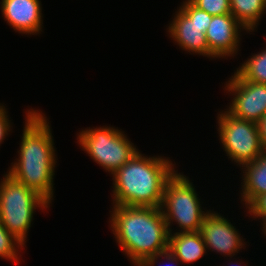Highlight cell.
I'll list each match as a JSON object with an SVG mask.
<instances>
[{
    "label": "cell",
    "instance_id": "obj_9",
    "mask_svg": "<svg viewBox=\"0 0 266 266\" xmlns=\"http://www.w3.org/2000/svg\"><path fill=\"white\" fill-rule=\"evenodd\" d=\"M229 79L225 89L235 97L227 112L256 123L266 114V84L244 80L236 72Z\"/></svg>",
    "mask_w": 266,
    "mask_h": 266
},
{
    "label": "cell",
    "instance_id": "obj_12",
    "mask_svg": "<svg viewBox=\"0 0 266 266\" xmlns=\"http://www.w3.org/2000/svg\"><path fill=\"white\" fill-rule=\"evenodd\" d=\"M5 21L19 33L38 34L42 31V9L39 0H2Z\"/></svg>",
    "mask_w": 266,
    "mask_h": 266
},
{
    "label": "cell",
    "instance_id": "obj_1",
    "mask_svg": "<svg viewBox=\"0 0 266 266\" xmlns=\"http://www.w3.org/2000/svg\"><path fill=\"white\" fill-rule=\"evenodd\" d=\"M26 115L19 158L8 174L51 203L56 163L53 136L42 113L31 110Z\"/></svg>",
    "mask_w": 266,
    "mask_h": 266
},
{
    "label": "cell",
    "instance_id": "obj_13",
    "mask_svg": "<svg viewBox=\"0 0 266 266\" xmlns=\"http://www.w3.org/2000/svg\"><path fill=\"white\" fill-rule=\"evenodd\" d=\"M202 234L197 232H176L169 234L168 251L180 262L191 264L206 253Z\"/></svg>",
    "mask_w": 266,
    "mask_h": 266
},
{
    "label": "cell",
    "instance_id": "obj_21",
    "mask_svg": "<svg viewBox=\"0 0 266 266\" xmlns=\"http://www.w3.org/2000/svg\"><path fill=\"white\" fill-rule=\"evenodd\" d=\"M5 110V106L0 105V143H2L8 131H10V122Z\"/></svg>",
    "mask_w": 266,
    "mask_h": 266
},
{
    "label": "cell",
    "instance_id": "obj_17",
    "mask_svg": "<svg viewBox=\"0 0 266 266\" xmlns=\"http://www.w3.org/2000/svg\"><path fill=\"white\" fill-rule=\"evenodd\" d=\"M15 246L18 248L19 246L24 247L18 239L7 231L0 221V257L18 262V250L15 249Z\"/></svg>",
    "mask_w": 266,
    "mask_h": 266
},
{
    "label": "cell",
    "instance_id": "obj_18",
    "mask_svg": "<svg viewBox=\"0 0 266 266\" xmlns=\"http://www.w3.org/2000/svg\"><path fill=\"white\" fill-rule=\"evenodd\" d=\"M197 8L208 14L224 15L231 14L230 0H189Z\"/></svg>",
    "mask_w": 266,
    "mask_h": 266
},
{
    "label": "cell",
    "instance_id": "obj_4",
    "mask_svg": "<svg viewBox=\"0 0 266 266\" xmlns=\"http://www.w3.org/2000/svg\"><path fill=\"white\" fill-rule=\"evenodd\" d=\"M4 176L0 183V221L24 245L34 210L49 208L50 203L8 173Z\"/></svg>",
    "mask_w": 266,
    "mask_h": 266
},
{
    "label": "cell",
    "instance_id": "obj_7",
    "mask_svg": "<svg viewBox=\"0 0 266 266\" xmlns=\"http://www.w3.org/2000/svg\"><path fill=\"white\" fill-rule=\"evenodd\" d=\"M218 123L220 141L232 161L241 166L264 152L256 123L238 119L227 111L218 114Z\"/></svg>",
    "mask_w": 266,
    "mask_h": 266
},
{
    "label": "cell",
    "instance_id": "obj_3",
    "mask_svg": "<svg viewBox=\"0 0 266 266\" xmlns=\"http://www.w3.org/2000/svg\"><path fill=\"white\" fill-rule=\"evenodd\" d=\"M170 160L145 157L138 151L113 175V204L161 207L165 184L174 174Z\"/></svg>",
    "mask_w": 266,
    "mask_h": 266
},
{
    "label": "cell",
    "instance_id": "obj_19",
    "mask_svg": "<svg viewBox=\"0 0 266 266\" xmlns=\"http://www.w3.org/2000/svg\"><path fill=\"white\" fill-rule=\"evenodd\" d=\"M246 208L255 218L266 216V194L257 196Z\"/></svg>",
    "mask_w": 266,
    "mask_h": 266
},
{
    "label": "cell",
    "instance_id": "obj_20",
    "mask_svg": "<svg viewBox=\"0 0 266 266\" xmlns=\"http://www.w3.org/2000/svg\"><path fill=\"white\" fill-rule=\"evenodd\" d=\"M161 256H164V258L168 260L169 264L170 262L173 264L174 262H176V264H178L177 262H180L170 251L166 250L165 252H162L160 254L148 257L140 266H154L158 257Z\"/></svg>",
    "mask_w": 266,
    "mask_h": 266
},
{
    "label": "cell",
    "instance_id": "obj_22",
    "mask_svg": "<svg viewBox=\"0 0 266 266\" xmlns=\"http://www.w3.org/2000/svg\"><path fill=\"white\" fill-rule=\"evenodd\" d=\"M257 130L259 133L260 144L264 151H266V114L257 122Z\"/></svg>",
    "mask_w": 266,
    "mask_h": 266
},
{
    "label": "cell",
    "instance_id": "obj_23",
    "mask_svg": "<svg viewBox=\"0 0 266 266\" xmlns=\"http://www.w3.org/2000/svg\"><path fill=\"white\" fill-rule=\"evenodd\" d=\"M262 221H263V226H264L263 230H265L264 233L266 234V216L262 217Z\"/></svg>",
    "mask_w": 266,
    "mask_h": 266
},
{
    "label": "cell",
    "instance_id": "obj_2",
    "mask_svg": "<svg viewBox=\"0 0 266 266\" xmlns=\"http://www.w3.org/2000/svg\"><path fill=\"white\" fill-rule=\"evenodd\" d=\"M111 228L134 265L168 250L169 231L161 207L114 205Z\"/></svg>",
    "mask_w": 266,
    "mask_h": 266
},
{
    "label": "cell",
    "instance_id": "obj_6",
    "mask_svg": "<svg viewBox=\"0 0 266 266\" xmlns=\"http://www.w3.org/2000/svg\"><path fill=\"white\" fill-rule=\"evenodd\" d=\"M77 139L84 151L111 174L138 152L123 132L113 127L85 129Z\"/></svg>",
    "mask_w": 266,
    "mask_h": 266
},
{
    "label": "cell",
    "instance_id": "obj_8",
    "mask_svg": "<svg viewBox=\"0 0 266 266\" xmlns=\"http://www.w3.org/2000/svg\"><path fill=\"white\" fill-rule=\"evenodd\" d=\"M211 20L212 15L187 0L180 6L168 32L183 50L209 57L205 33Z\"/></svg>",
    "mask_w": 266,
    "mask_h": 266
},
{
    "label": "cell",
    "instance_id": "obj_5",
    "mask_svg": "<svg viewBox=\"0 0 266 266\" xmlns=\"http://www.w3.org/2000/svg\"><path fill=\"white\" fill-rule=\"evenodd\" d=\"M192 182L186 176L174 172L165 184L161 210L169 234L171 220L177 222L180 232L200 231L202 221L208 214L204 213ZM166 211V212H165Z\"/></svg>",
    "mask_w": 266,
    "mask_h": 266
},
{
    "label": "cell",
    "instance_id": "obj_10",
    "mask_svg": "<svg viewBox=\"0 0 266 266\" xmlns=\"http://www.w3.org/2000/svg\"><path fill=\"white\" fill-rule=\"evenodd\" d=\"M229 221L218 213L209 211L200 229L206 248L228 257L234 256L244 246L243 239Z\"/></svg>",
    "mask_w": 266,
    "mask_h": 266
},
{
    "label": "cell",
    "instance_id": "obj_15",
    "mask_svg": "<svg viewBox=\"0 0 266 266\" xmlns=\"http://www.w3.org/2000/svg\"><path fill=\"white\" fill-rule=\"evenodd\" d=\"M231 14L246 31H254L266 11V0H230Z\"/></svg>",
    "mask_w": 266,
    "mask_h": 266
},
{
    "label": "cell",
    "instance_id": "obj_11",
    "mask_svg": "<svg viewBox=\"0 0 266 266\" xmlns=\"http://www.w3.org/2000/svg\"><path fill=\"white\" fill-rule=\"evenodd\" d=\"M240 27L243 28L232 14L212 16V20L205 33L209 57L221 58L237 54L238 44L240 43Z\"/></svg>",
    "mask_w": 266,
    "mask_h": 266
},
{
    "label": "cell",
    "instance_id": "obj_16",
    "mask_svg": "<svg viewBox=\"0 0 266 266\" xmlns=\"http://www.w3.org/2000/svg\"><path fill=\"white\" fill-rule=\"evenodd\" d=\"M236 73L244 80L266 84V49L244 62Z\"/></svg>",
    "mask_w": 266,
    "mask_h": 266
},
{
    "label": "cell",
    "instance_id": "obj_14",
    "mask_svg": "<svg viewBox=\"0 0 266 266\" xmlns=\"http://www.w3.org/2000/svg\"><path fill=\"white\" fill-rule=\"evenodd\" d=\"M244 167L242 199L246 206L257 196L266 194V151L253 162L245 163Z\"/></svg>",
    "mask_w": 266,
    "mask_h": 266
}]
</instances>
